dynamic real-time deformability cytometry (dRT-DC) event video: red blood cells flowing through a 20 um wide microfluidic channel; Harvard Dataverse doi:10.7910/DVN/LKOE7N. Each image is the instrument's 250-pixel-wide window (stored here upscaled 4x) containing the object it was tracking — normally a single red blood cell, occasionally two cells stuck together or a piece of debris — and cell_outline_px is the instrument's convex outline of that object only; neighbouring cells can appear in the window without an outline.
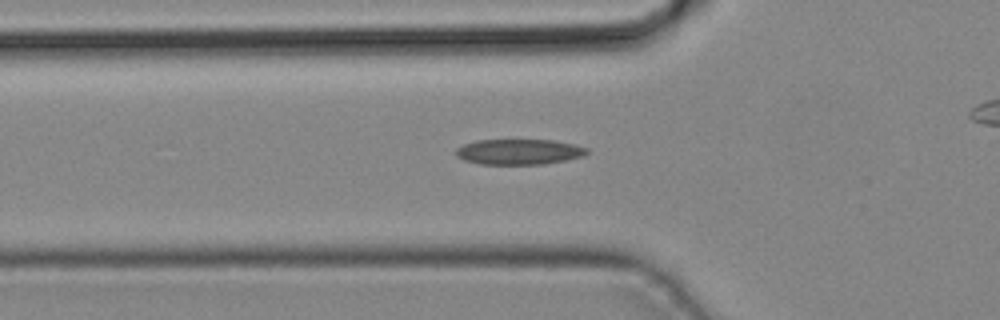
{"species": "common noctule bat (a hibernating species)", "species_latin": "Nyctalus noctula", "temperature_condition": "cold", "stored_images_in_passage": 29, "camera_frame_rate_fps": 3000, "um_per_image_px": 0.085, "animal": {"sex": "male", "body_mass_g": 19.2, "forearm_length_mm": 51.8}, "frame": {"image": 1, "passage_image": 7, "time_ms": 2.0, "image_size_px": [1000, 320], "cell_outline_px": [[588, 152], [584, 156], [544, 164], [480, 164], [464, 160], [456, 156], [456, 148], [464, 144], [476, 140], [552, 140], [572, 144], [588, 148]], "centroid_in_image_um": [44.09, 12.9], "position_along_channel_um": 81.7, "area_um2": 19.36}}
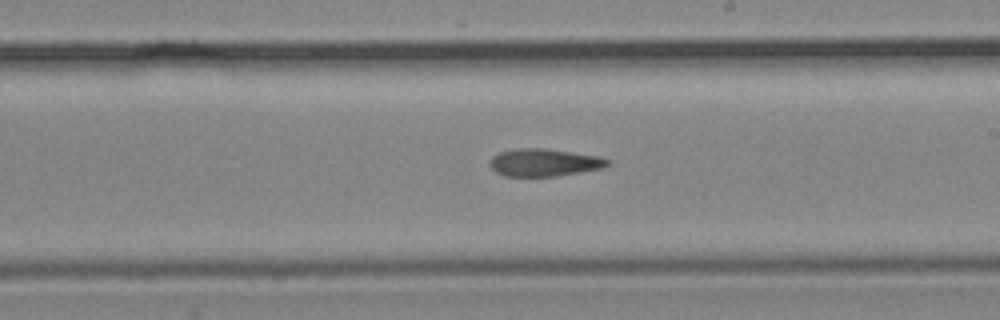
{"frame": {"image": 2, "passage_image": 17, "time_ms": 5.333, "image_size_px": [1000, 320], "cell_outline_px": [[608, 164], [604, 168], [556, 176], [504, 176], [496, 172], [488, 164], [492, 156], [500, 152], [520, 148], [544, 148], [600, 156], [608, 160]], "centroid_in_image_um": [46.23, 13.81], "position_along_channel_um": 242.8, "area_um2": 18.84}}
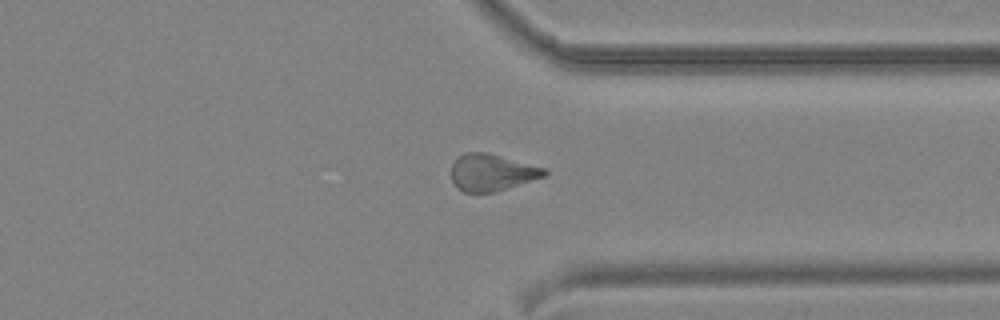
{"frame": {"image": 3, "passage_image": 25, "time_ms": 8.0, "image_size_px": [1000, 320], "cell_outline_px": [[548, 172], [544, 176], [496, 192], [464, 192], [452, 180], [452, 164], [456, 156], [464, 152], [484, 152], [548, 168]], "centroid_in_image_um": [41.81, 14.64], "position_along_channel_um": 369.6, "area_um2": 19.88}}